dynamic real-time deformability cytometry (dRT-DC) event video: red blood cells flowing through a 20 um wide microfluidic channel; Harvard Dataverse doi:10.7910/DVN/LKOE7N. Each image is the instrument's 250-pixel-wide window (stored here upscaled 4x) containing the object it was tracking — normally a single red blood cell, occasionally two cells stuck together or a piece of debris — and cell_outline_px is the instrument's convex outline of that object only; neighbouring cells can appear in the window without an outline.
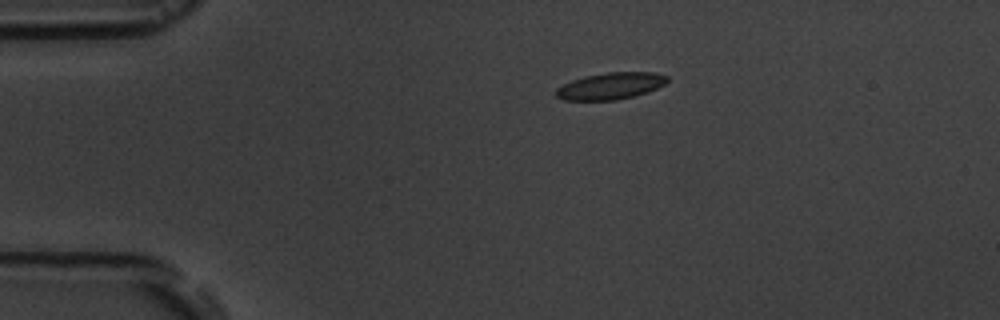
{"species": "common noctule bat (a hibernating species)", "species_latin": "Nyctalus noctula", "temperature_condition": "room temperature", "stored_images_in_passage": 14, "camera_frame_rate_fps": 3000, "um_per_image_px": 0.085, "animal": {"sex": "male", "body_mass_g": 19.5, "forearm_length_mm": 54.6}, "frame": {"image": 1, "passage_image": 1, "time_ms": 0.0, "image_size_px": [1000, 320], "cell_outline_px": [[668, 80], [664, 84], [648, 92], [616, 100], [564, 100], [556, 96], [556, 88], [572, 80], [584, 76], [608, 72], [656, 72], [668, 76]], "centroid_in_image_um": [51.9, 7.3], "position_along_channel_um": 33.1, "area_um2": 17.28}}
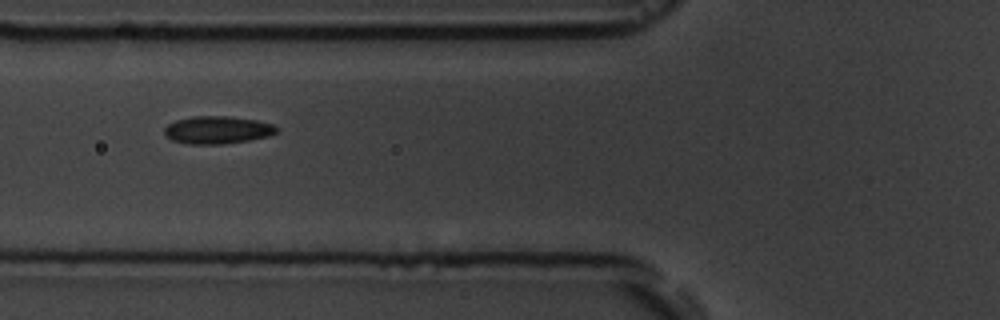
{"frame": {"image": 2, "passage_image": 4, "time_ms": 3.333, "image_size_px": [1000, 320], "cell_outline_px": [[280, 128], [276, 132], [268, 136], [248, 140], [224, 144], [188, 144], [172, 140], [164, 132], [164, 128], [168, 124], [176, 120], [192, 116], [228, 116], [256, 120], [272, 124]], "centroid_in_image_um": [18.48, 11.04], "position_along_channel_um": 107.3, "area_um2": 18.03}}
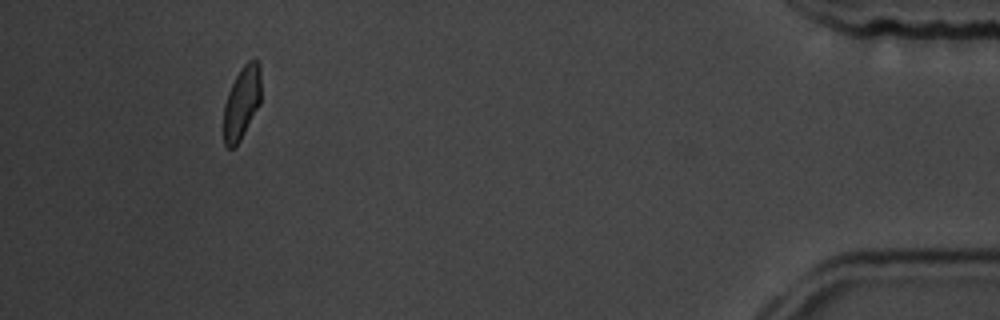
{"frame": {"image": 3, "passage_image": 13, "time_ms": 13.667, "image_size_px": [1000, 320], "cell_outline_px": [[260, 104], [240, 140], [232, 148], [228, 148], [224, 144], [224, 104], [228, 92], [240, 68], [248, 60], [256, 60], [260, 64]], "centroid_in_image_um": [20.55, 8.71], "position_along_channel_um": 414.7, "area_um2": 15.72}, "authors_computed_cell_mechanics": {"area_um2": 17.0799, "velocity_mm_per_s": 3.6153, "shape_relaxation_time_tau1_ms": null, "shape_relaxation_time_tau2_ms": 1.7836, "deformation_change_tau1": null, "deformation_change_tau2": 0.051}}